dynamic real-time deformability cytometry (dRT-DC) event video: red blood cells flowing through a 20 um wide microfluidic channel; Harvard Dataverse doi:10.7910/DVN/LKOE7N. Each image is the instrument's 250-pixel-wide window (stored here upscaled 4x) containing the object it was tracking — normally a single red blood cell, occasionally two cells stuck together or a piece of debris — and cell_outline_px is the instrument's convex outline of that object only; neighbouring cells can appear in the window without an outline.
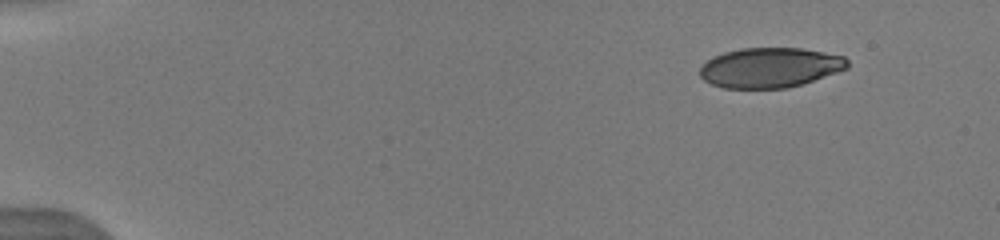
{"species": "human", "species_latin": "Homo sapiens", "temperature_condition": "warm", "stored_images_in_passage": 17, "camera_frame_rate_fps": 3000, "um_per_image_px": 0.085, "donor": {"sex": "male"}, "frame": {"image": 1, "passage_image": 1, "time_ms": 0.0, "image_size_px": [1000, 240], "cell_outline_px": [[848, 68], [788, 88], [724, 88], [712, 84], [704, 80], [700, 76], [700, 68], [712, 56], [724, 52], [740, 48], [800, 48], [824, 52], [844, 56], [848, 60]], "centroid_in_image_um": [65.43, 5.74], "position_along_channel_um": 19.6, "area_um2": 34.16}}
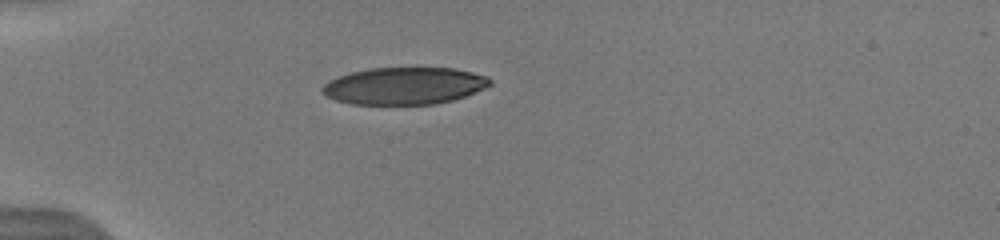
{"frame": {"image": 2, "passage_image": 14, "time_ms": 3.333, "image_size_px": [1000, 240], "cell_outline_px": [[492, 84], [476, 92], [452, 100], [436, 104], [352, 104], [336, 100], [320, 92], [320, 88], [328, 80], [336, 76], [368, 68], [456, 68], [488, 76], [492, 80]], "centroid_in_image_um": [34.36, 7.29], "position_along_channel_um": 50.6, "area_um2": 36.47}}